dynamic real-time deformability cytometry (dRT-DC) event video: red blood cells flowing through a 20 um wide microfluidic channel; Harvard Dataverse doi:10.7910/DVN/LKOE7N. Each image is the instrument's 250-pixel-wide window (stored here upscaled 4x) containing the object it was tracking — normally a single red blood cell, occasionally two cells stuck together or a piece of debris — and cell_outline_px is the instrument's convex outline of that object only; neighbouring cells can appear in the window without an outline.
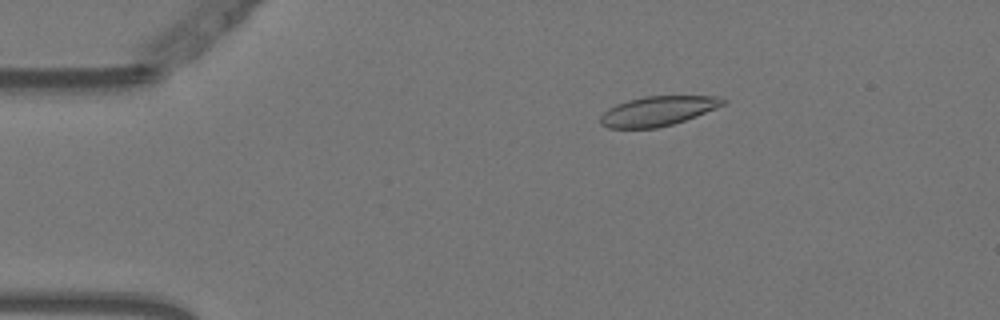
{"species": "Egyptian fruit bat (a non-hibernating species)", "species_latin": "Rousettus aegyptiacus", "temperature_condition": "warm", "stored_images_in_passage": 55, "camera_frame_rate_fps": 3000, "um_per_image_px": 0.085, "animal": {"sex": "female"}, "frame": {"image": 1, "passage_image": 10, "time_ms": 3.0, "image_size_px": [1000, 320], "cell_outline_px": [[728, 100], [724, 104], [716, 108], [696, 116], [672, 124], [656, 128], [608, 128], [600, 124], [600, 116], [608, 108], [616, 104], [628, 100], [644, 96], [716, 96]], "centroid_in_image_um": [55.89, 9.43], "position_along_channel_um": 29.1, "area_um2": 21.1}}
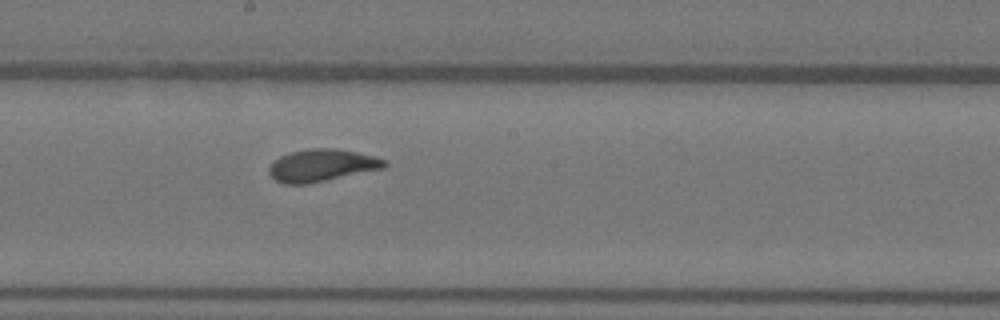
{"frame": {"image": 2, "passage_image": 30, "time_ms": 9.667, "image_size_px": [1000, 320], "cell_outline_px": [[388, 164], [384, 168], [308, 184], [284, 184], [276, 180], [268, 172], [268, 168], [272, 160], [280, 156], [292, 152], [308, 148], [336, 148], [356, 152], [372, 156], [384, 160]], "centroid_in_image_um": [27.31, 14.05], "position_along_channel_um": 220.9, "area_um2": 21.68}}
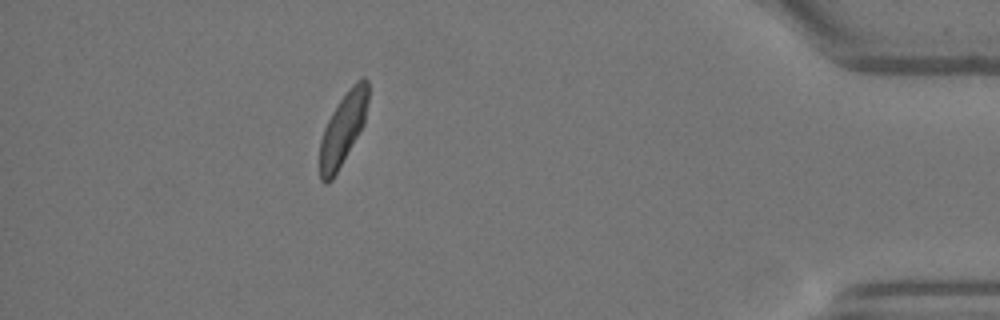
{"frame": {"image": 3, "passage_image": 49, "time_ms": 16.0, "image_size_px": [1000, 320], "cell_outline_px": [[368, 100], [364, 124], [332, 180], [328, 184], [324, 184], [320, 180], [320, 140], [324, 128], [332, 112], [348, 88], [356, 80], [364, 76], [368, 80]], "centroid_in_image_um": [29.15, 10.94], "position_along_channel_um": 406.0, "area_um2": 20.23}, "authors_computed_cell_mechanics": {"area_um2": 21.5594, "velocity_mm_per_s": 3.7304, "shape_relaxation_time_tau1_ms": 6.0524, "shape_relaxation_time_tau2_ms": 0.9153, "deformation_change_tau1": 0.1807, "deformation_change_tau2": 0.0724}}